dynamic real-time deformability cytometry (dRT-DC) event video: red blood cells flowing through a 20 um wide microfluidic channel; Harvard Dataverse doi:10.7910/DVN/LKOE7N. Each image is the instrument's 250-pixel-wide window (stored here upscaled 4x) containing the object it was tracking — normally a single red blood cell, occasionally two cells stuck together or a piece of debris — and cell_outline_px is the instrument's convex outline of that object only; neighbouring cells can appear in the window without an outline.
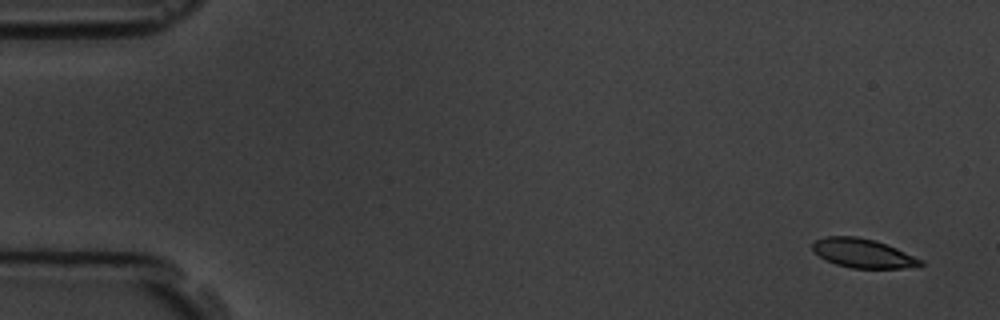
{"species": "common noctule bat (a hibernating species)", "species_latin": "Nyctalus noctula", "temperature_condition": "room temperature", "stored_images_in_passage": 5, "camera_frame_rate_fps": 3000, "um_per_image_px": 0.085, "animal": {"sex": "male", "body_mass_g": 19.5, "forearm_length_mm": 54.6}, "frame": {"image": 1, "passage_image": 1, "time_ms": 0.0, "image_size_px": [1000, 320], "cell_outline_px": [[924, 264], [904, 268], [852, 268], [836, 264], [820, 256], [812, 248], [812, 244], [816, 240], [824, 236], [856, 236], [876, 240], [896, 248], [924, 260]], "centroid_in_image_um": [73.37, 21.51], "position_along_channel_um": 11.6, "area_um2": 18.15}}
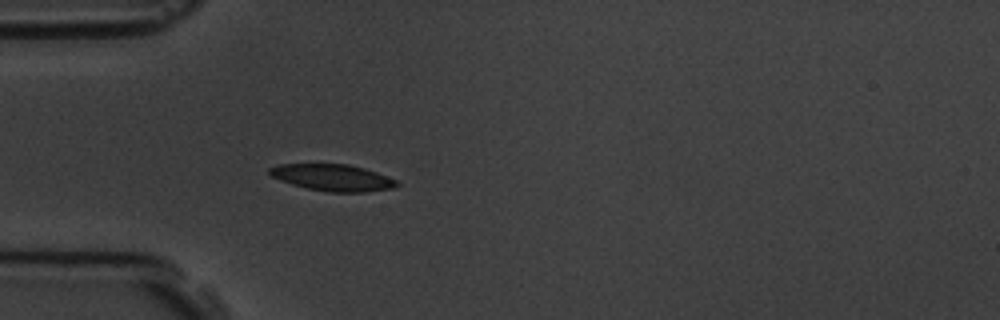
{"frame": {"image": 2, "passage_image": 5, "time_ms": 4.667, "image_size_px": [1000, 320], "cell_outline_px": [[400, 184], [392, 188], [364, 192], [328, 192], [308, 188], [292, 184], [280, 180], [272, 176], [268, 172], [268, 168], [280, 164], [348, 164], [364, 168], [376, 172], [396, 180]], "centroid_in_image_um": [28.27, 15.09], "position_along_channel_um": 56.7, "area_um2": 19.59}}